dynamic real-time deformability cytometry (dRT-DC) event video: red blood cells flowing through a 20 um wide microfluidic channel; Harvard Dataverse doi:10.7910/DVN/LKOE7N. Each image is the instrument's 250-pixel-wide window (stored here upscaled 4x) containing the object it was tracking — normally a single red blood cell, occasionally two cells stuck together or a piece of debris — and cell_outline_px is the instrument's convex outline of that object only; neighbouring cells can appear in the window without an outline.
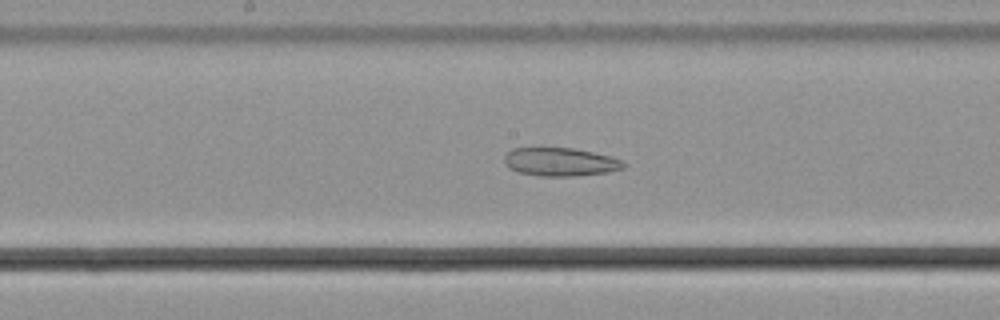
{"species": "common noctule bat (a hibernating species)", "species_latin": "Nyctalus noctula", "temperature_condition": "cold", "stored_images_in_passage": 12, "camera_frame_rate_fps": 3000, "um_per_image_px": 0.085, "animal": {"sex": "male", "body_mass_g": 21.5, "forearm_length_mm": 52.0}, "frame": {"image": 1, "passage_image": 10, "time_ms": 3.0, "image_size_px": [1000, 320], "cell_outline_px": [[628, 164], [624, 168], [608, 172], [576, 176], [540, 176], [520, 172], [508, 168], [504, 164], [504, 156], [512, 148], [572, 148], [612, 156], [624, 160]], "centroid_in_image_um": [47.66, 13.76], "position_along_channel_um": 200.5, "area_um2": 19.88}}